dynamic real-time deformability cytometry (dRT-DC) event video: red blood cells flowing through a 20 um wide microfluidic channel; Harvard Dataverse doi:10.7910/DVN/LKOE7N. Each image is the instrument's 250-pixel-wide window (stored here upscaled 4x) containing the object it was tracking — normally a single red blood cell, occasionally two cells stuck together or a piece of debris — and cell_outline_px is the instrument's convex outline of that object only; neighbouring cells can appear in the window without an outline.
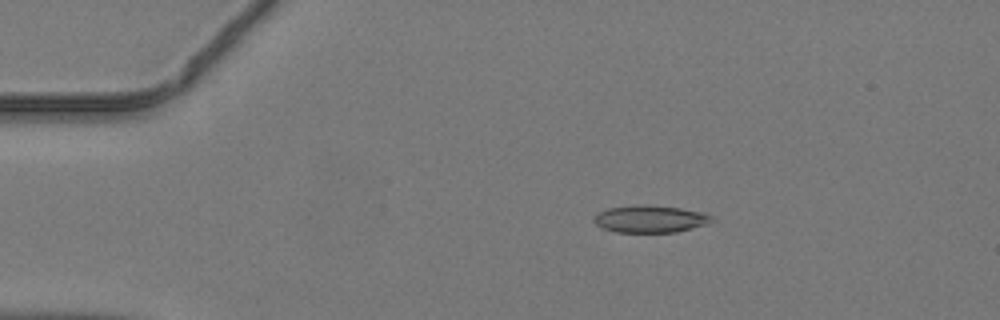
{"species": "common noctule bat (a hibernating species)", "species_latin": "Nyctalus noctula", "temperature_condition": "warm", "stored_images_in_passage": 47, "camera_frame_rate_fps": 3000, "um_per_image_px": 0.085, "animal": {"sex": "male", "body_mass_g": 19.2, "forearm_length_mm": 51.8}, "frame": {"image": 1, "passage_image": 9, "time_ms": 2.667, "image_size_px": [1000, 320], "cell_outline_px": [[716, 220], [708, 224], [676, 232], [616, 232], [600, 228], [592, 220], [600, 212], [608, 208], [636, 204], [648, 204], [680, 208], [704, 212], [712, 216]], "centroid_in_image_um": [55.29, 18.6], "position_along_channel_um": 29.7, "area_um2": 18.96}}
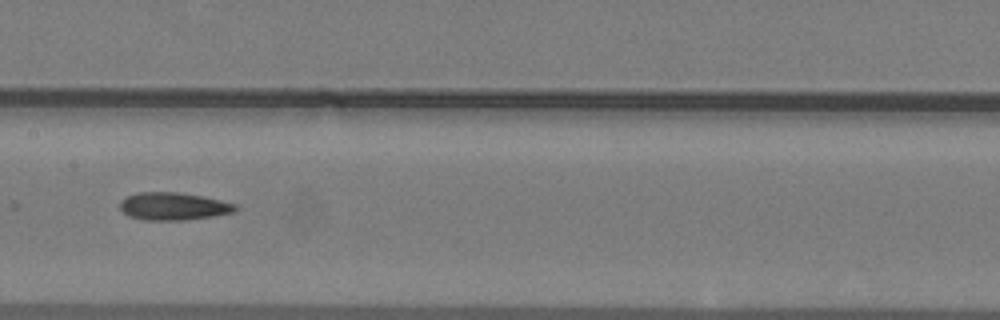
{"frame": {"image": 2, "passage_image": 24, "time_ms": 7.667, "image_size_px": [1000, 320], "cell_outline_px": [[240, 208], [236, 212], [212, 216], [184, 220], [144, 220], [128, 216], [120, 208], [120, 204], [128, 196], [136, 192], [176, 192], [200, 196], [220, 200], [236, 204]], "centroid_in_image_um": [14.77, 17.54], "position_along_channel_um": 192.6, "area_um2": 18.5}}
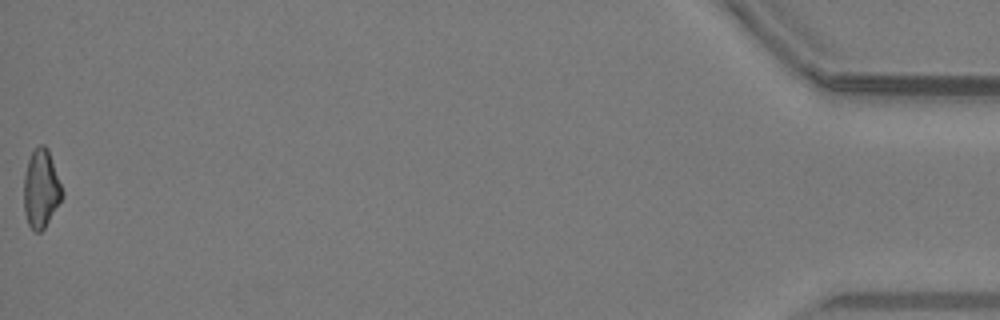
{"frame": {"image": 3, "passage_image": 47, "time_ms": 15.333, "image_size_px": [1000, 320], "cell_outline_px": [[64, 196], [44, 228], [40, 232], [36, 232], [28, 224], [24, 212], [24, 176], [28, 160], [32, 152], [40, 144], [44, 144], [48, 148], [64, 192]], "centroid_in_image_um": [3.5, 16.04], "position_along_channel_um": 431.7, "area_um2": 17.51}}